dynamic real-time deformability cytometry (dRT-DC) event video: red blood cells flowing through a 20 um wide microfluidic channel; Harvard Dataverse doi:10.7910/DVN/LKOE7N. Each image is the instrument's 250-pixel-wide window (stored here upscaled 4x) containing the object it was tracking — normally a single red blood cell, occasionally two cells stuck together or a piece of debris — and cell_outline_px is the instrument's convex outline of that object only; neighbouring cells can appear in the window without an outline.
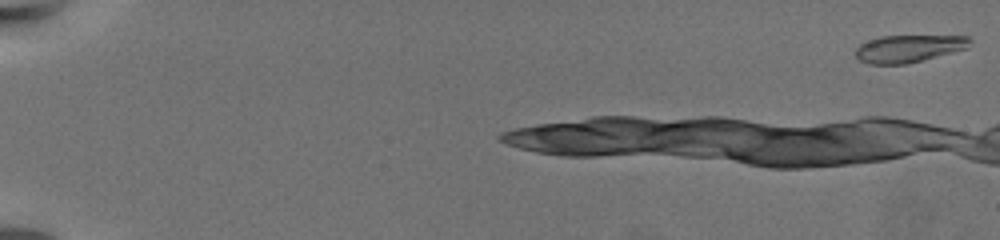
{"species": "common noctule bat (a hibernating species)", "species_latin": "Nyctalus noctula", "temperature_condition": "warm", "stored_images_in_passage": 18, "camera_frame_rate_fps": 3000, "um_per_image_px": 0.085, "animal": {"sex": "female", "body_mass_g": 19.5, "forearm_length_mm": 54.1}, "frame": {"image": 1, "passage_image": 1, "time_ms": 0.0, "image_size_px": [1000, 240], "cell_outline_px": [[972, 40], [968, 48], [904, 64], [868, 64], [860, 60], [856, 56], [856, 48], [860, 44], [880, 36], [968, 36]], "centroid_in_image_um": [77.23, 4.12], "position_along_channel_um": 7.8, "area_um2": 17.98}}